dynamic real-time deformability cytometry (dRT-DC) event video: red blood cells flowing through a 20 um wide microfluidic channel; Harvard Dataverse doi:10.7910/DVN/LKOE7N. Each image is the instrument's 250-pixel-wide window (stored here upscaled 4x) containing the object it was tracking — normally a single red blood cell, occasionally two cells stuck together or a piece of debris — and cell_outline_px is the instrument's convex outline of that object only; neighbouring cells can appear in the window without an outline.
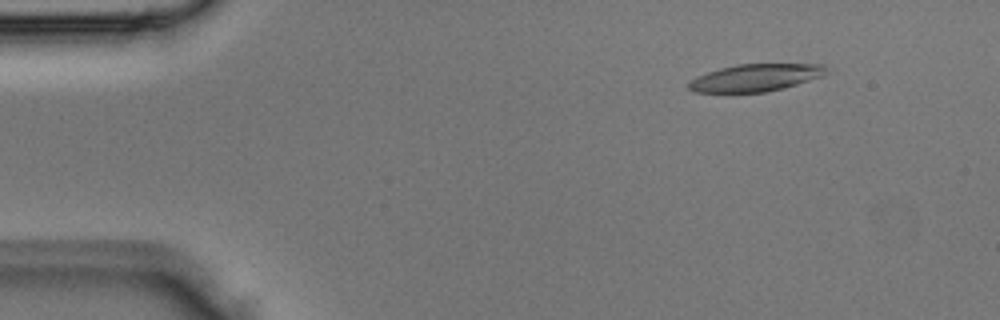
{"species": "Egyptian fruit bat (a non-hibernating species)", "species_latin": "Rousettus aegyptiacus", "temperature_condition": "room temperature", "stored_images_in_passage": 4, "camera_frame_rate_fps": 3000, "um_per_image_px": 0.085, "animal": {"sex": "male"}, "frame": {"image": 1, "passage_image": 2, "time_ms": 0.333, "image_size_px": [1000, 320], "cell_outline_px": [[828, 68], [824, 76], [784, 88], [768, 92], [696, 92], [688, 88], [688, 84], [696, 76], [720, 68], [736, 64], [824, 64]], "centroid_in_image_um": [64.26, 6.6], "position_along_channel_um": 20.7, "area_um2": 21.91}}